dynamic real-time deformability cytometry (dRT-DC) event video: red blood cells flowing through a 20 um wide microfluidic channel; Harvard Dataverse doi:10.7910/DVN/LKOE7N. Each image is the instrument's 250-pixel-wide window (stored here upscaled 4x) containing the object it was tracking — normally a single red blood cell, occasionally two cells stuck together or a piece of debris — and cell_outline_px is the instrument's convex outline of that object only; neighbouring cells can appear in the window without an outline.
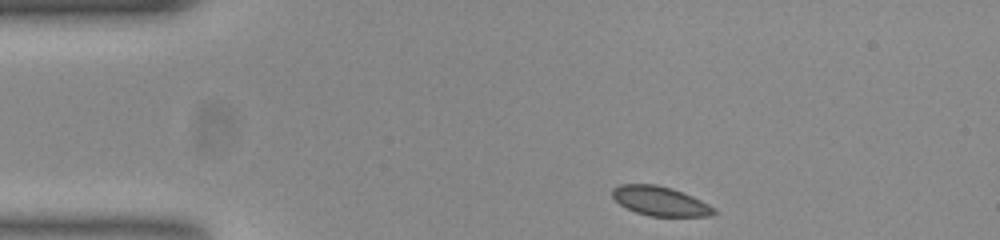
{"species": "common noctule bat (a hibernating species)", "species_latin": "Nyctalus noctula", "temperature_condition": "room temperature", "stored_images_in_passage": 46, "camera_frame_rate_fps": 3000, "um_per_image_px": 0.085, "animal": {"sex": "female", "body_mass_g": 23.0, "forearm_length_mm": 53.4}, "frame": {"image": 1, "passage_image": 1, "time_ms": 0.0, "image_size_px": [1000, 240], "cell_outline_px": [[716, 212], [712, 216], [652, 216], [636, 212], [620, 204], [612, 196], [612, 188], [620, 184], [656, 184], [672, 188], [692, 196], [716, 208]], "centroid_in_image_um": [56.12, 17.08], "position_along_channel_um": 28.9, "area_um2": 17.28}}
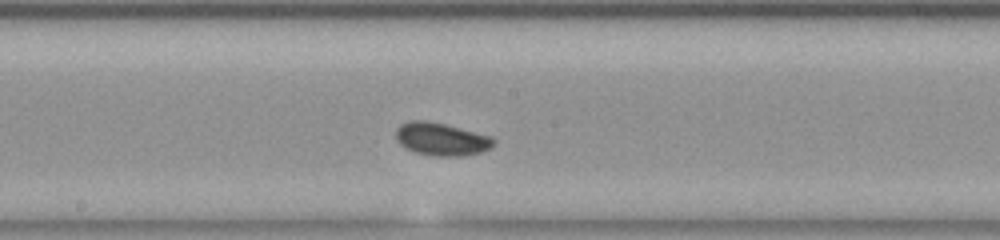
{"frame": {"image": 2, "passage_image": 20, "time_ms": 6.333, "image_size_px": [1000, 240], "cell_outline_px": [[496, 140], [488, 148], [480, 152], [464, 156], [432, 156], [416, 152], [404, 148], [396, 140], [396, 128], [400, 124], [408, 120], [424, 120], [444, 124], [492, 136]], "centroid_in_image_um": [37.47, 11.82], "position_along_channel_um": 210.7, "area_um2": 18.73}}
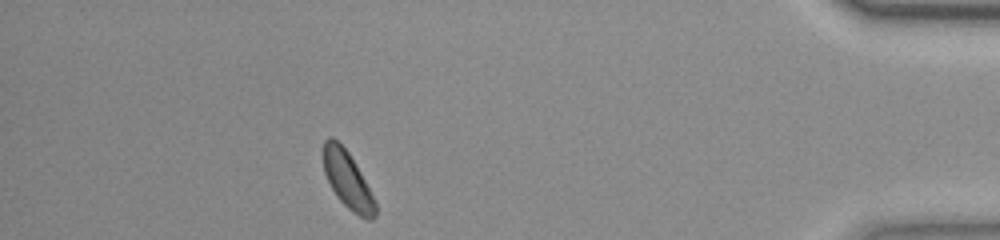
{"frame": {"image": 3, "passage_image": 40, "time_ms": 13.0, "image_size_px": [1000, 240], "cell_outline_px": [[376, 216], [372, 220], [368, 220], [360, 216], [348, 208], [336, 196], [324, 172], [324, 140], [328, 136], [332, 136], [348, 152], [360, 172], [376, 204]], "centroid_in_image_um": [29.53, 15.3], "position_along_channel_um": 405.7, "area_um2": 16.76}}